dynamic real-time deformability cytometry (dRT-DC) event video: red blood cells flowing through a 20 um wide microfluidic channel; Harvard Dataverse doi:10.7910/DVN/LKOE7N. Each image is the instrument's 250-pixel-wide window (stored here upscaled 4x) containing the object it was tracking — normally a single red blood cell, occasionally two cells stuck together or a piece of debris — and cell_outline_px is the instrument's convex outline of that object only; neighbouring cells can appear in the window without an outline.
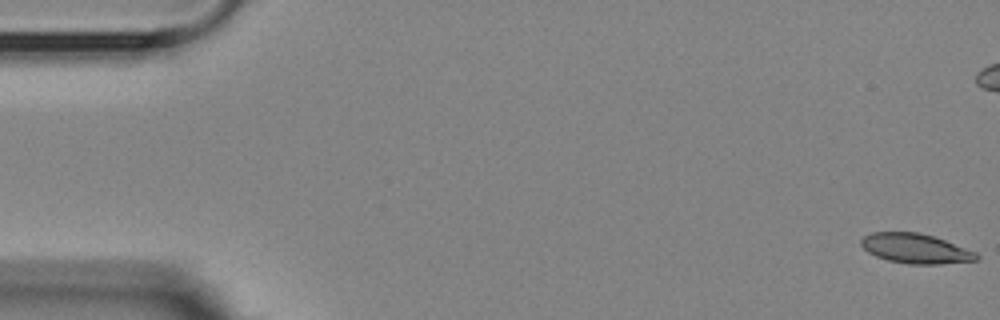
{"species": "Egyptian fruit bat (a non-hibernating species)", "species_latin": "Rousettus aegyptiacus", "temperature_condition": "room temperature", "stored_images_in_passage": 5, "camera_frame_rate_fps": 3000, "um_per_image_px": 0.085, "animal": {"sex": "female"}, "frame": {"image": 1, "passage_image": 1, "time_ms": 0.0, "image_size_px": [1000, 320], "cell_outline_px": [[980, 260], [940, 264], [908, 264], [888, 260], [876, 256], [868, 252], [860, 244], [860, 240], [864, 236], [872, 232], [920, 232], [944, 240], [976, 252], [980, 256]], "centroid_in_image_um": [77.83, 21.13], "position_along_channel_um": 7.2, "area_um2": 20.0}}